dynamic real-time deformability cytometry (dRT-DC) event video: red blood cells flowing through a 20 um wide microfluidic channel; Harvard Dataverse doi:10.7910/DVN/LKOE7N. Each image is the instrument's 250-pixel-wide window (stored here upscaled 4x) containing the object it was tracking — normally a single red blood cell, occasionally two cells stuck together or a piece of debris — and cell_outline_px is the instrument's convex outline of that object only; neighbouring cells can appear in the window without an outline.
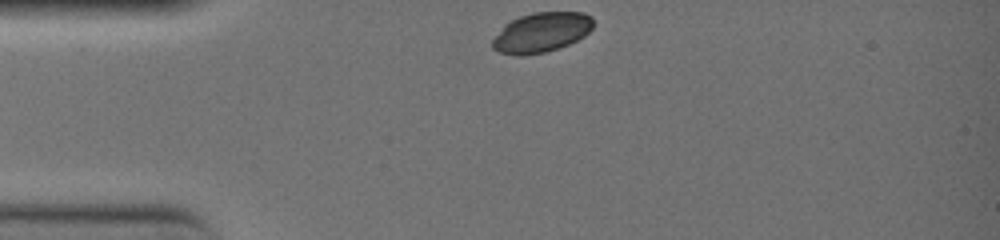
{"species": "common noctule bat (a hibernating species)", "species_latin": "Nyctalus noctula", "temperature_condition": "warm", "stored_images_in_passage": 33, "camera_frame_rate_fps": 3000, "um_per_image_px": 0.085, "animal": {"sex": "female", "body_mass_g": 19.0, "forearm_length_mm": 51.5}, "frame": {"image": 1, "passage_image": 1, "time_ms": 0.0, "image_size_px": [1000, 240], "cell_outline_px": [[592, 28], [584, 36], [568, 44], [544, 52], [520, 56], [516, 56], [500, 52], [492, 48], [492, 40], [504, 24], [520, 16], [532, 12], [584, 12], [592, 16]], "centroid_in_image_um": [46.0, 2.74], "position_along_channel_um": 39.0, "area_um2": 23.29}}
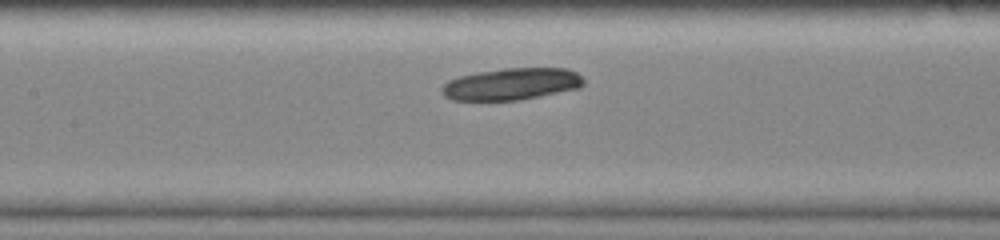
{"frame": {"image": 2, "passage_image": 13, "time_ms": 4.0, "image_size_px": [1000, 240], "cell_outline_px": [[584, 84], [580, 88], [520, 100], [452, 100], [444, 96], [440, 92], [440, 88], [448, 80], [460, 76], [480, 72], [504, 68], [568, 68], [576, 72], [584, 80]], "centroid_in_image_um": [43.48, 7.14], "position_along_channel_um": 163.9, "area_um2": 26.41}}
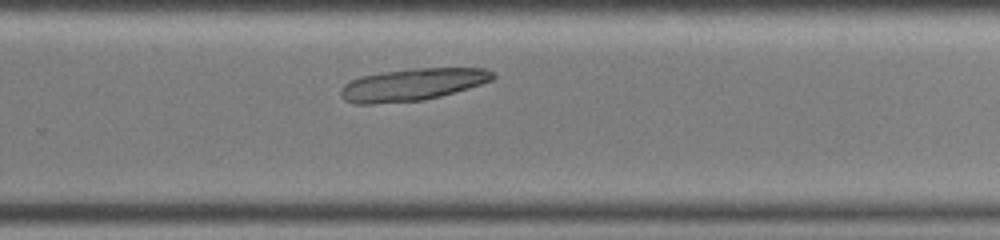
{"frame": {"image": 3, "passage_image": 23, "time_ms": 7.333, "image_size_px": [1000, 240], "cell_outline_px": [[496, 76], [492, 80], [468, 88], [440, 96], [424, 100], [372, 104], [352, 104], [344, 100], [340, 96], [340, 88], [344, 84], [360, 76], [380, 72], [412, 68], [488, 68], [496, 72]], "centroid_in_image_um": [35.04, 7.18], "position_along_channel_um": 294.8, "area_um2": 28.84}, "authors_computed_cell_mechanics": {"area_um2": 27.9174, "velocity_mm_per_s": 3.9353, "shape_relaxation_time_tau1_ms": null, "shape_relaxation_time_tau2_ms": 2.7487, "deformation_change_tau1": null, "deformation_change_tau2": 0.0587}}